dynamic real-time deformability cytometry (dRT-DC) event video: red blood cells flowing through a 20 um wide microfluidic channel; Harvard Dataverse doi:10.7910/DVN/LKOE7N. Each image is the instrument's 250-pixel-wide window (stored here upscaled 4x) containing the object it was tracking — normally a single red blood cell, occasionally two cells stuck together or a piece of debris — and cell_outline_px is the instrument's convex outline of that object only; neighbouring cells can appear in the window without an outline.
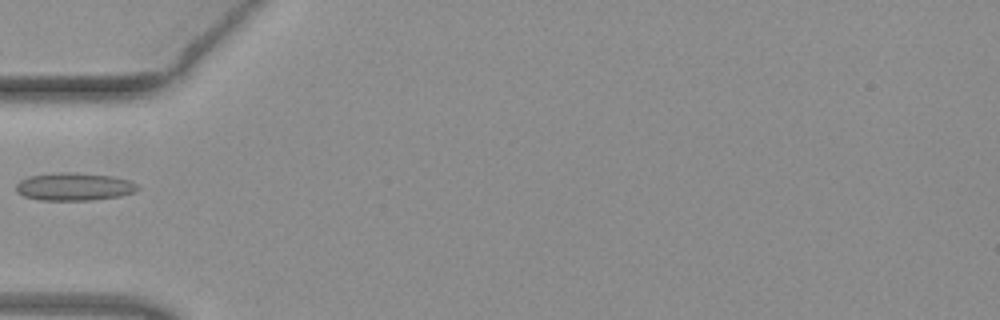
{"species": "common noctule bat (a hibernating species)", "species_latin": "Nyctalus noctula", "temperature_condition": "warm", "stored_images_in_passage": 34, "camera_frame_rate_fps": 3000, "um_per_image_px": 0.085, "animal": {"sex": "female", "body_mass_g": 19.3, "forearm_length_mm": 54.1}, "frame": {"image": 1, "passage_image": 1, "time_ms": 0.0, "image_size_px": [1000, 320], "cell_outline_px": [[140, 188], [136, 192], [120, 196], [92, 200], [40, 200], [24, 196], [16, 192], [16, 184], [20, 180], [28, 176], [60, 172], [72, 172], [112, 176], [132, 180], [140, 184]], "centroid_in_image_um": [6.36, 15.86], "position_along_channel_um": 78.6, "area_um2": 20.0}}
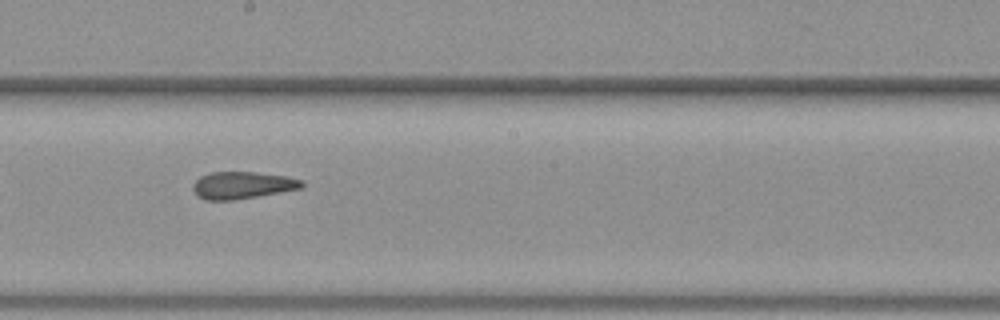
{"frame": {"image": 2, "passage_image": 12, "time_ms": 3.667, "image_size_px": [1000, 320], "cell_outline_px": [[304, 184], [300, 188], [256, 196], [232, 200], [204, 200], [192, 188], [192, 184], [200, 176], [212, 172], [256, 172], [284, 176], [304, 180]], "centroid_in_image_um": [20.58, 15.73], "position_along_channel_um": 227.6, "area_um2": 16.94}}
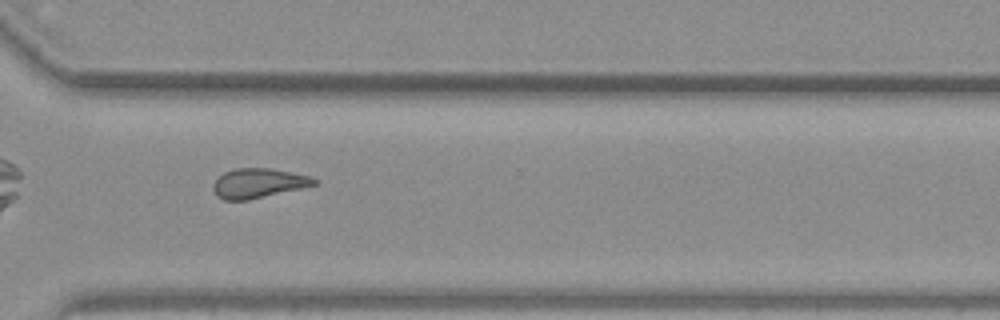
{"frame": {"image": 3, "passage_image": 21, "time_ms": 6.667, "image_size_px": [1000, 320], "cell_outline_px": [[316, 184], [300, 188], [248, 200], [224, 200], [216, 196], [212, 188], [212, 184], [224, 172], [236, 168], [272, 168], [312, 176], [316, 180]], "centroid_in_image_um": [21.93, 15.56], "position_along_channel_um": 348.7, "area_um2": 17.34}}